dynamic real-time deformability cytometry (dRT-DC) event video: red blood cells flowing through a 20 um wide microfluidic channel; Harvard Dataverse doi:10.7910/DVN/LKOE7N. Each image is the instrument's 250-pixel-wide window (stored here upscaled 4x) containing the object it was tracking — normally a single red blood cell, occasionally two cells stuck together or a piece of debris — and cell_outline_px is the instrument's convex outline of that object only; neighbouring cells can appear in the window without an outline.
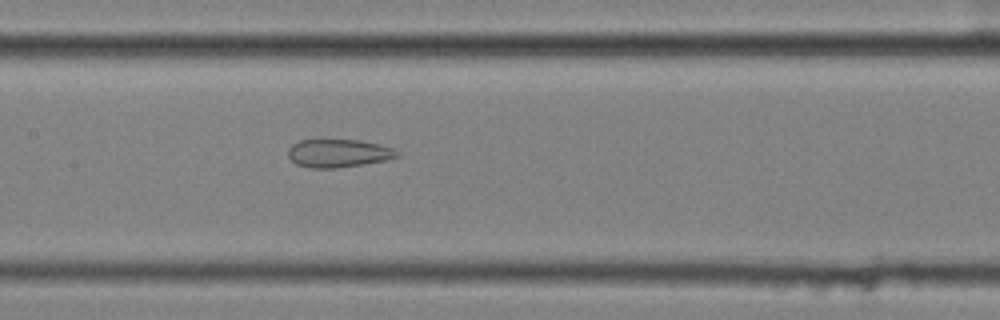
{"species": "common noctule bat (a hibernating species)", "species_latin": "Nyctalus noctula", "temperature_condition": "cold", "stored_images_in_passage": 38, "camera_frame_rate_fps": 3000, "um_per_image_px": 0.085, "animal": {"sex": "female", "body_mass_g": 25.1}, "frame": {"image": 1, "passage_image": 9, "time_ms": 2.667, "image_size_px": [1000, 320], "cell_outline_px": [[400, 156], [384, 160], [336, 168], [308, 168], [296, 164], [288, 156], [288, 148], [292, 144], [300, 140], [360, 140], [380, 144], [396, 148], [400, 152]], "centroid_in_image_um": [28.78, 13.02], "position_along_channel_um": 178.6, "area_um2": 17.92}}
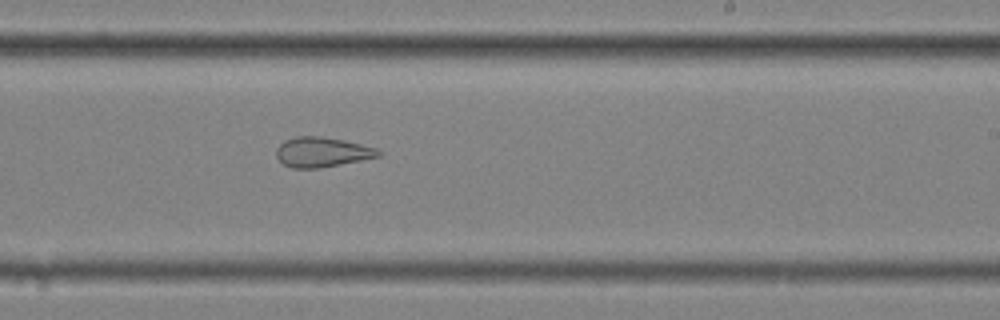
{"frame": {"image": 2, "passage_image": 16, "time_ms": 5.0, "image_size_px": [1000, 320], "cell_outline_px": [[384, 152], [380, 156], [320, 168], [292, 168], [284, 164], [276, 156], [276, 148], [284, 140], [296, 136], [320, 136], [344, 140], [376, 148]], "centroid_in_image_um": [27.36, 12.92], "position_along_channel_um": 261.6, "area_um2": 17.74}}
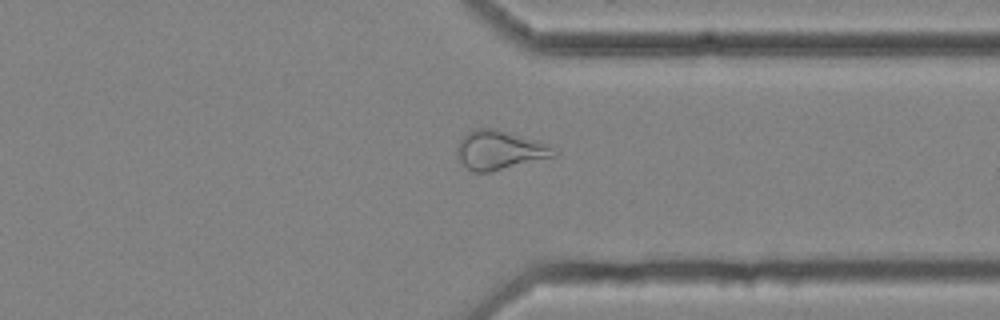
{"frame": {"image": 3, "passage_image": 25, "time_ms": 8.0, "image_size_px": [1000, 320], "cell_outline_px": [[560, 152], [556, 156], [488, 172], [472, 172], [456, 156], [456, 148], [460, 140], [468, 132], [476, 128], [492, 128], [540, 144]], "centroid_in_image_um": [42.36, 12.79], "position_along_channel_um": 369.0, "area_um2": 20.98}}